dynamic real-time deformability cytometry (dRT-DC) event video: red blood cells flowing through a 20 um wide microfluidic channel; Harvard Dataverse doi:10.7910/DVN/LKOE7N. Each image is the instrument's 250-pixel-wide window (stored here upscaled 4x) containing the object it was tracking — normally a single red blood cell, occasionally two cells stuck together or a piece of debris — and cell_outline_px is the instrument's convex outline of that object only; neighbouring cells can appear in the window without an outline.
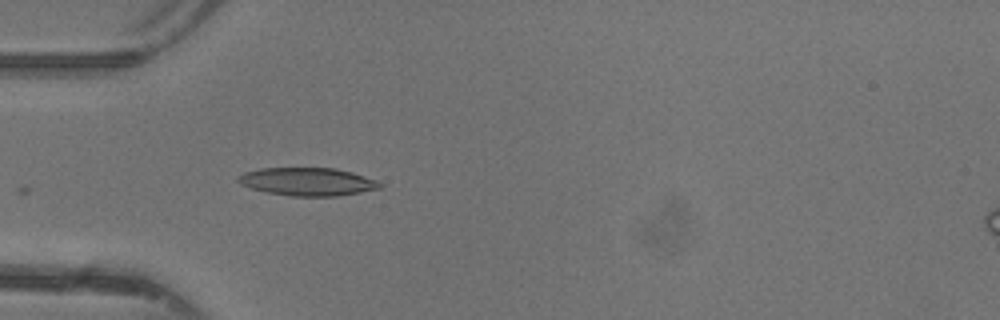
{"species": "common noctule bat (a hibernating species)", "species_latin": "Nyctalus noctula", "temperature_condition": "warm", "stored_images_in_passage": 4, "camera_frame_rate_fps": 3000, "um_per_image_px": 0.085, "animal": {"sex": "female"}, "frame": {"image": 1, "passage_image": 1, "time_ms": 0.0, "image_size_px": [1000, 320], "cell_outline_px": [[384, 188], [336, 196], [288, 196], [268, 192], [252, 188], [236, 180], [244, 172], [260, 168], [336, 168], [352, 172], [376, 180], [384, 184]], "centroid_in_image_um": [26.21, 15.44], "position_along_channel_um": 58.8, "area_um2": 23.06}}
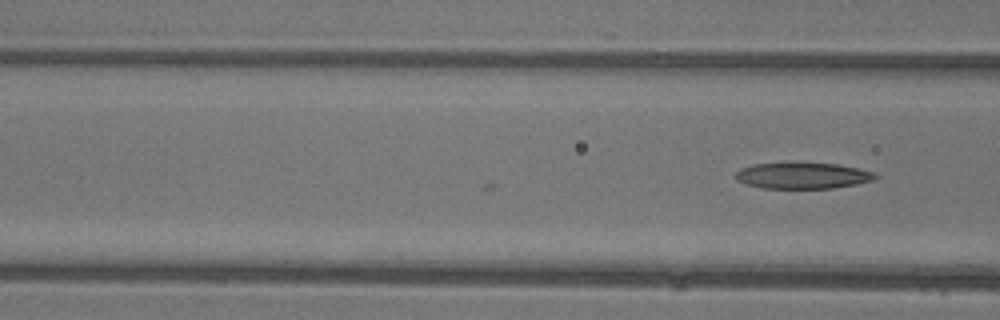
{"frame": {"image": 2, "passage_image": 4, "time_ms": 1.0, "image_size_px": [1000, 320], "cell_outline_px": [[876, 176], [872, 180], [856, 184], [832, 188], [760, 188], [736, 180], [736, 172], [740, 168], [752, 164], [784, 160], [800, 160], [836, 164], [860, 168], [876, 172]], "centroid_in_image_um": [68.18, 14.87], "position_along_channel_um": 98.4, "area_um2": 22.31}}